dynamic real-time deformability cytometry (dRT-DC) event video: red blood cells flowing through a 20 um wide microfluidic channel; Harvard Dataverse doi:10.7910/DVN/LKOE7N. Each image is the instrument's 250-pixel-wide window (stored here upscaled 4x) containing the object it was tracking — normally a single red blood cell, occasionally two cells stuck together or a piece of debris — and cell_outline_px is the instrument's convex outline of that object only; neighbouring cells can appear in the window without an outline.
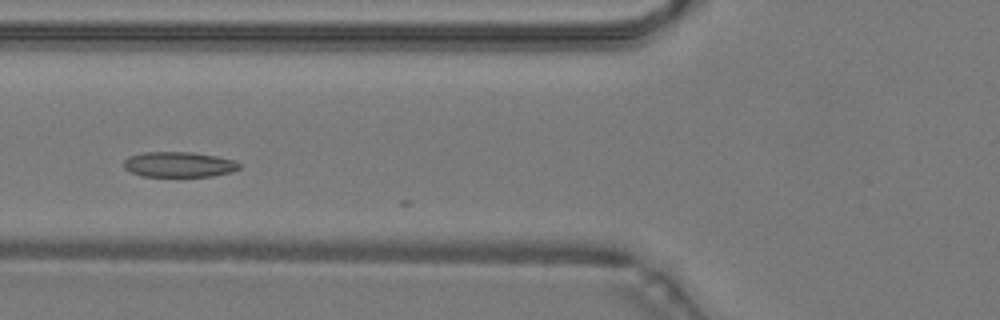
{"species": "common noctule bat (a hibernating species)", "species_latin": "Nyctalus noctula", "temperature_condition": "warm", "stored_images_in_passage": 18, "camera_frame_rate_fps": 3000, "um_per_image_px": 0.085, "animal": {"sex": "male", "body_mass_g": 19.2, "forearm_length_mm": 51.8}, "frame": {"image": 1, "passage_image": 15, "time_ms": 4.667, "image_size_px": [1000, 320], "cell_outline_px": [[240, 168], [232, 172], [212, 176], [140, 176], [124, 168], [124, 160], [128, 156], [144, 152], [192, 152], [216, 156], [232, 160], [240, 164]], "centroid_in_image_um": [15.19, 13.98], "position_along_channel_um": 110.6, "area_um2": 16.99}}